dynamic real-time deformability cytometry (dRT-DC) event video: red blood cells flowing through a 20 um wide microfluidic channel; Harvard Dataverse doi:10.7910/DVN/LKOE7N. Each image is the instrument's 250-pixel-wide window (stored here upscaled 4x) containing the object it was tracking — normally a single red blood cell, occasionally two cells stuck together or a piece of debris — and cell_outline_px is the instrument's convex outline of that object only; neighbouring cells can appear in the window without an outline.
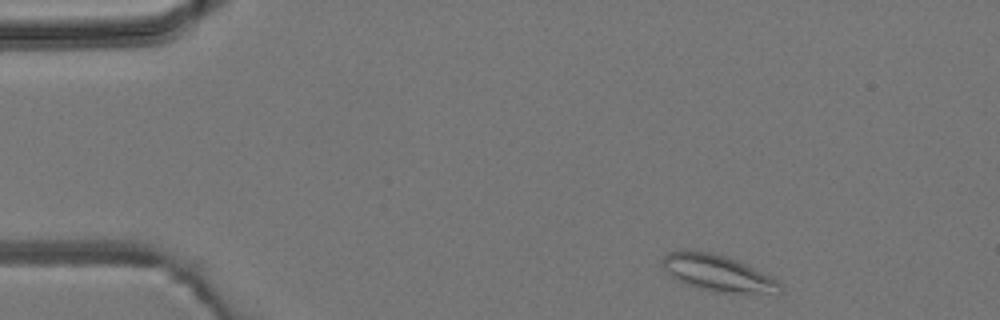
{"species": "common noctule bat (a hibernating species)", "species_latin": "Nyctalus noctula", "temperature_condition": "room temperature", "stored_images_in_passage": 4, "camera_frame_rate_fps": 3000, "um_per_image_px": 0.085, "animal": {"sex": "male", "body_mass_g": 19.2, "forearm_length_mm": 51.8}, "frame": {"image": 1, "passage_image": 1, "time_ms": 0.0, "image_size_px": [1000, 320], "cell_outline_px": [[780, 292], [716, 292], [700, 288], [676, 280], [664, 268], [660, 260], [668, 252], [708, 252], [744, 264], [772, 276], [780, 284]], "centroid_in_image_um": [60.97, 23.23], "position_along_channel_um": 24.0, "area_um2": 23.64}}
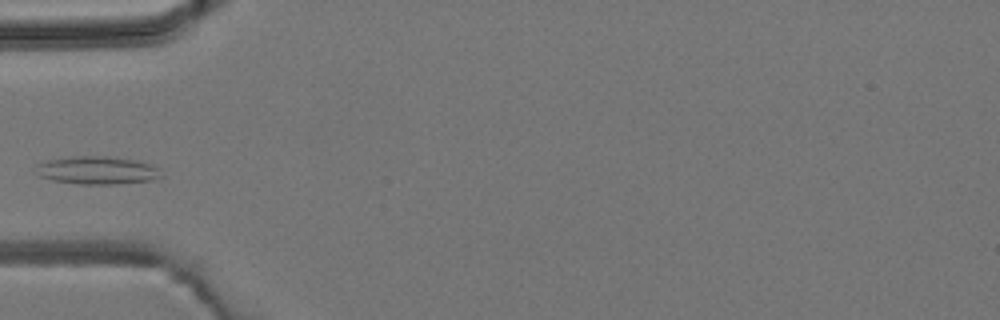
{"frame": {"image": 2, "passage_image": 4, "time_ms": 3.333, "image_size_px": [1000, 320], "cell_outline_px": [[164, 176], [152, 180], [112, 184], [80, 184], [52, 180], [40, 176], [36, 164], [48, 160], [72, 156], [104, 156], [136, 160], [148, 164], [156, 168]], "centroid_in_image_um": [8.26, 14.47], "position_along_channel_um": 76.7, "area_um2": 20.11}}